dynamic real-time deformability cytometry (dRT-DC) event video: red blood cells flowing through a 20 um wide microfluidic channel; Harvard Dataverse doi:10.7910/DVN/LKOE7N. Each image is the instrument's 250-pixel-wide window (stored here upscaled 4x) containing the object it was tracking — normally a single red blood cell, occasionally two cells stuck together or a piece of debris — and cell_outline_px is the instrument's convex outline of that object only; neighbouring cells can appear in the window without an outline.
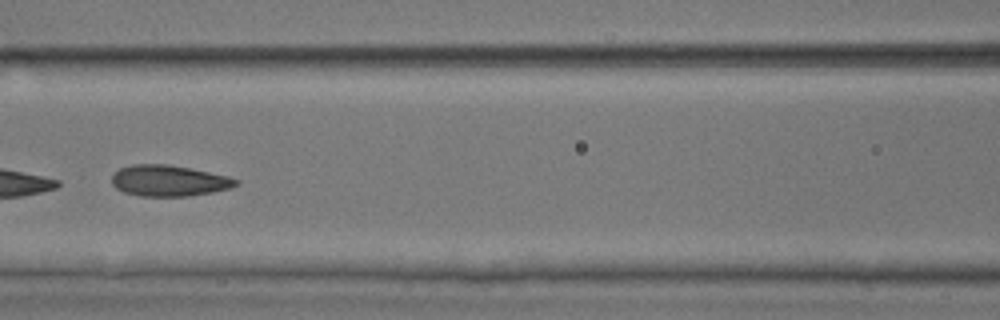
{"species": "common noctule bat (a hibernating species)", "species_latin": "Nyctalus noctula", "temperature_condition": "room temperature", "stored_images_in_passage": 8, "camera_frame_rate_fps": 3000, "um_per_image_px": 0.085, "animal": {"sex": "male", "body_mass_g": 17.9, "forearm_length_mm": 54.2}, "frame": {"image": 1, "passage_image": 7, "time_ms": 7.0, "image_size_px": [1000, 320], "cell_outline_px": [[240, 184], [228, 188], [212, 192], [188, 196], [140, 196], [124, 192], [116, 188], [112, 184], [112, 176], [120, 168], [132, 164], [168, 164], [228, 176], [240, 180]], "centroid_in_image_um": [14.35, 15.36], "position_along_channel_um": 152.2, "area_um2": 22.37}}
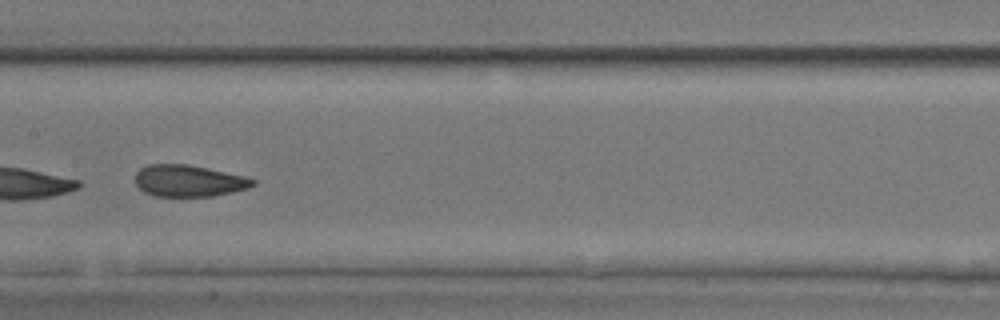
{"frame": {"image": 2, "passage_image": 8, "time_ms": 8.0, "image_size_px": [1000, 320], "cell_outline_px": [[256, 184], [248, 188], [232, 192], [212, 196], [156, 196], [144, 192], [136, 184], [136, 172], [140, 168], [148, 164], [188, 164], [208, 168], [244, 176], [256, 180]], "centroid_in_image_um": [16.04, 15.36], "position_along_channel_um": 191.4, "area_um2": 21.68}}